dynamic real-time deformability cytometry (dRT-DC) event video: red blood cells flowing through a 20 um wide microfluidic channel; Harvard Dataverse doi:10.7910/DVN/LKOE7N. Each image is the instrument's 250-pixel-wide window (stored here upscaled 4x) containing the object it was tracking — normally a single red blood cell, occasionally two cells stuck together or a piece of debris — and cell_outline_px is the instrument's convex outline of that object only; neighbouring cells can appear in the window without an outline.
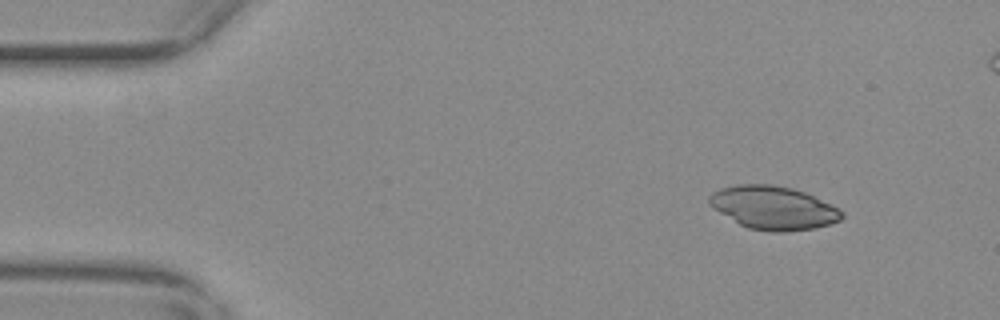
{"species": "common noctule bat (a hibernating species)", "species_latin": "Nyctalus noctula", "temperature_condition": "warm", "stored_images_in_passage": 28, "camera_frame_rate_fps": 3000, "um_per_image_px": 0.085, "animal": {"sex": "female", "body_mass_g": 29.2, "forearm_length_mm": 56.3}, "frame": {"image": 1, "passage_image": 3, "time_ms": 0.667, "image_size_px": [1000, 320], "cell_outline_px": [[844, 216], [840, 220], [816, 228], [788, 232], [768, 232], [748, 228], [740, 224], [712, 208], [708, 204], [708, 196], [712, 192], [720, 188], [736, 184], [772, 184], [792, 188], [804, 192], [832, 204], [840, 208], [844, 212]], "centroid_in_image_um": [65.73, 17.66], "position_along_channel_um": 19.3, "area_um2": 33.81}}